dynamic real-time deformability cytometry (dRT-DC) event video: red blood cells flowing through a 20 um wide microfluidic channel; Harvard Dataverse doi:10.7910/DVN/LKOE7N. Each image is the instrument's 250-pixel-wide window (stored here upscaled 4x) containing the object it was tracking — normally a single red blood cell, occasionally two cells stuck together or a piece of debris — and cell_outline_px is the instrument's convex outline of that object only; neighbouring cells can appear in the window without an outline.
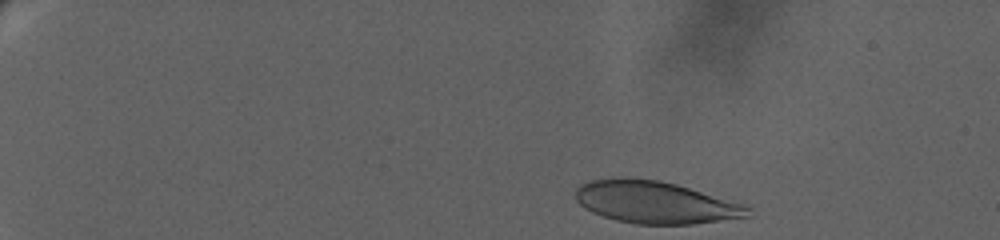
{"species": "human", "species_latin": "Homo sapiens", "temperature_condition": "warm", "stored_images_in_passage": 51, "camera_frame_rate_fps": 3000, "um_per_image_px": 0.085, "donor": {"sex": "female"}, "frame": {"image": 1, "passage_image": 1, "time_ms": 0.0, "image_size_px": [1000, 240], "cell_outline_px": [[752, 216], [692, 224], [636, 224], [616, 220], [592, 212], [584, 208], [576, 200], [576, 188], [580, 184], [592, 180], [612, 176], [624, 176], [660, 180], [676, 184], [740, 204], [752, 208]], "centroid_in_image_um": [55.64, 17.18], "position_along_channel_um": 29.4, "area_um2": 42.43}}
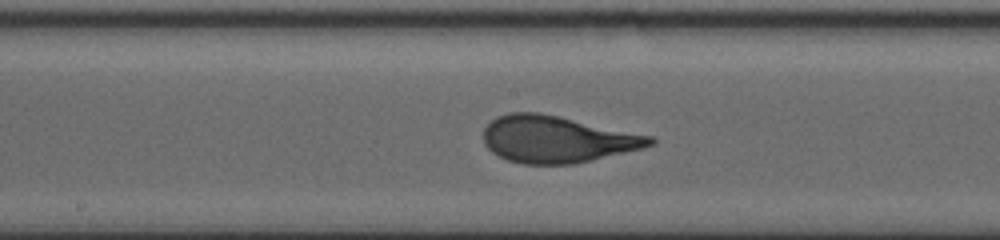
{"frame": {"image": 2, "passage_image": 26, "time_ms": 10.0, "image_size_px": [1000, 240], "cell_outline_px": [[656, 140], [652, 144], [644, 148], [592, 160], [572, 164], [524, 164], [508, 160], [492, 152], [484, 144], [484, 128], [496, 116], [508, 112], [540, 112], [560, 116], [656, 136]], "centroid_in_image_um": [47.38, 11.82], "position_along_channel_um": 200.8, "area_um2": 45.78}}
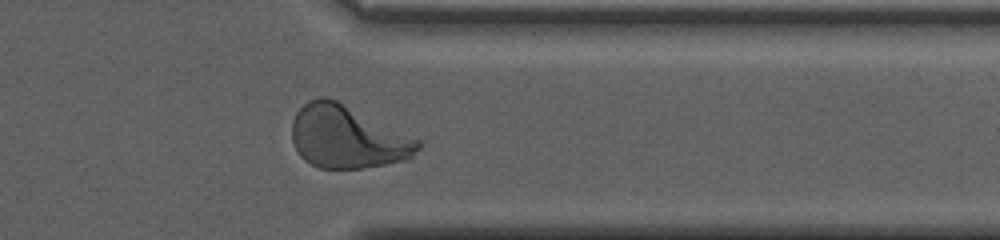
{"frame": {"image": 3, "passage_image": 47, "time_ms": 16.0, "image_size_px": [1000, 240], "cell_outline_px": [[420, 148], [408, 160], [364, 168], [320, 168], [304, 160], [300, 156], [292, 140], [292, 120], [296, 112], [308, 100], [320, 96], [324, 96], [336, 100], [420, 140]], "centroid_in_image_um": [29.51, 11.65], "position_along_channel_um": 381.9, "area_um2": 45.84}, "authors_computed_cell_mechanics": {"area_um2": 44.795, "velocity_mm_per_s": 3.0339, "shape_relaxation_time_tau1_ms": 5.6482, "shape_relaxation_time_tau2_ms": null, "deformation_change_tau1": 0.2365, "deformation_change_tau2": null}}